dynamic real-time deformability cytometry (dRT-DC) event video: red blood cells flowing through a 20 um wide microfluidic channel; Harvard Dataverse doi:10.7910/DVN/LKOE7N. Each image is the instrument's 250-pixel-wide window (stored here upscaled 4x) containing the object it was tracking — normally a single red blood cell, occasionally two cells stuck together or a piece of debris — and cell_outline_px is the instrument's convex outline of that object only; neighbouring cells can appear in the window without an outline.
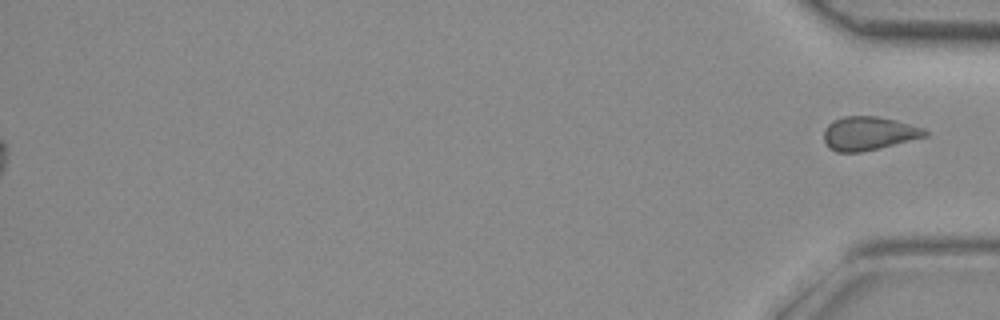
{"species": "common noctule bat (a hibernating species)", "species_latin": "Nyctalus noctula", "temperature_condition": "room temperature", "stored_images_in_passage": 39, "segment_of_instrument_passage": [2, 2], "camera_frame_rate_fps": 3000, "um_per_image_px": 0.085, "animal": {"sex": "female", "body_mass_g": 29.2, "forearm_length_mm": 56.3}, "frame": {"image": 1, "passage_image": 39, "time_ms": 12.667, "image_size_px": [1000, 320], "cell_outline_px": [[928, 136], [860, 152], [836, 152], [824, 140], [824, 128], [832, 120], [844, 116], [876, 116], [896, 120], [924, 128], [928, 132]], "centroid_in_image_um": [73.84, 11.32], "position_along_channel_um": 361.4, "area_um2": 19.65}}